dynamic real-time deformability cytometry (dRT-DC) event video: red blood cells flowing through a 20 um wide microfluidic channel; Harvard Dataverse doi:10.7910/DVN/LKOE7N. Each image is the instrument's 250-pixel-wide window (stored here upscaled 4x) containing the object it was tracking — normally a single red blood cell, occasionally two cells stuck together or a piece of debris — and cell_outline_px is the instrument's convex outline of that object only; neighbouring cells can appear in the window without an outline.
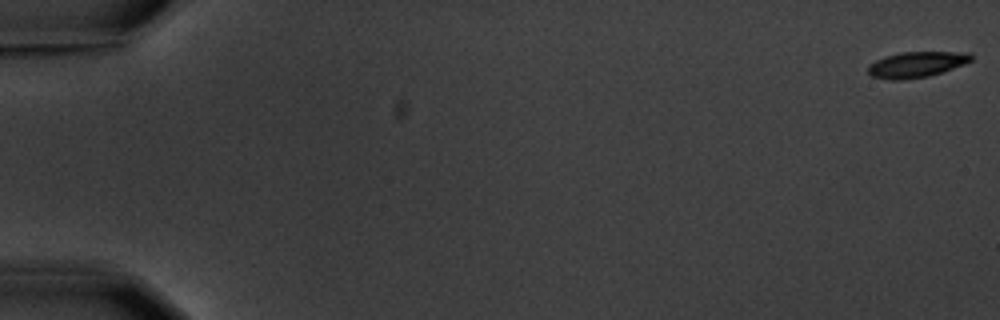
{"species": "common noctule bat (a hibernating species)", "species_latin": "Nyctalus noctula", "temperature_condition": "warm", "stored_images_in_passage": 6, "camera_frame_rate_fps": 3000, "um_per_image_px": 0.085, "animal": {"sex": "male", "body_mass_g": 20.1, "forearm_length_mm": 53.5}, "frame": {"image": 1, "passage_image": 1, "time_ms": 0.0, "image_size_px": [1000, 320], "cell_outline_px": [[972, 60], [964, 64], [928, 76], [900, 80], [892, 80], [872, 76], [868, 72], [868, 68], [876, 60], [884, 56], [900, 52], [972, 52]], "centroid_in_image_um": [77.91, 5.47], "position_along_channel_um": 7.1, "area_um2": 15.26}}
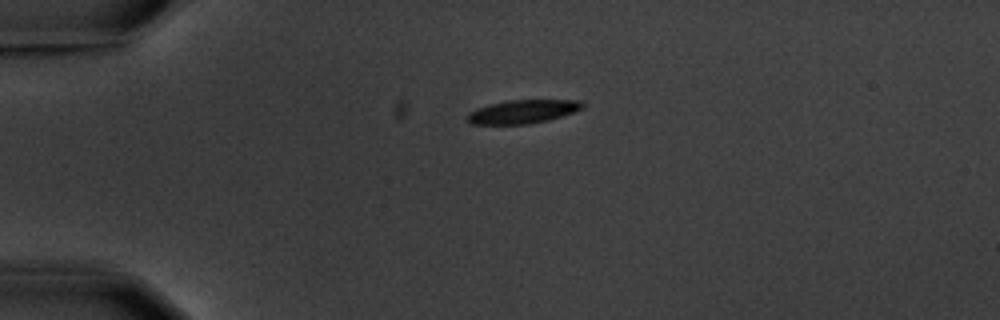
{"frame": {"image": 2, "passage_image": 5, "time_ms": 4.667, "image_size_px": [1000, 320], "cell_outline_px": [[584, 108], [548, 120], [528, 124], [472, 124], [468, 120], [468, 112], [476, 108], [488, 104], [508, 100], [580, 100], [584, 104]], "centroid_in_image_um": [44.42, 9.48], "position_along_channel_um": 40.6, "area_um2": 15.72}}